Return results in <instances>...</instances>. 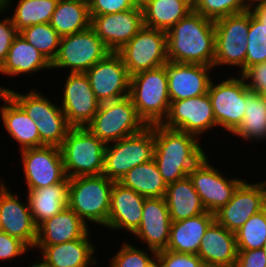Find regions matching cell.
I'll return each instance as SVG.
<instances>
[{
  "mask_svg": "<svg viewBox=\"0 0 266 267\" xmlns=\"http://www.w3.org/2000/svg\"><path fill=\"white\" fill-rule=\"evenodd\" d=\"M168 61L214 67L215 24L192 10L167 32Z\"/></svg>",
  "mask_w": 266,
  "mask_h": 267,
  "instance_id": "obj_1",
  "label": "cell"
},
{
  "mask_svg": "<svg viewBox=\"0 0 266 267\" xmlns=\"http://www.w3.org/2000/svg\"><path fill=\"white\" fill-rule=\"evenodd\" d=\"M198 140L196 135L155 124L154 160L167 185L187 177L208 154Z\"/></svg>",
  "mask_w": 266,
  "mask_h": 267,
  "instance_id": "obj_2",
  "label": "cell"
},
{
  "mask_svg": "<svg viewBox=\"0 0 266 267\" xmlns=\"http://www.w3.org/2000/svg\"><path fill=\"white\" fill-rule=\"evenodd\" d=\"M129 97L147 126L162 124L170 108L168 77L164 66L130 76Z\"/></svg>",
  "mask_w": 266,
  "mask_h": 267,
  "instance_id": "obj_3",
  "label": "cell"
},
{
  "mask_svg": "<svg viewBox=\"0 0 266 267\" xmlns=\"http://www.w3.org/2000/svg\"><path fill=\"white\" fill-rule=\"evenodd\" d=\"M114 181L103 174L69 178L68 207L87 225H107ZM88 222V223H87Z\"/></svg>",
  "mask_w": 266,
  "mask_h": 267,
  "instance_id": "obj_4",
  "label": "cell"
},
{
  "mask_svg": "<svg viewBox=\"0 0 266 267\" xmlns=\"http://www.w3.org/2000/svg\"><path fill=\"white\" fill-rule=\"evenodd\" d=\"M36 122L41 146L61 147L67 133L72 128L59 103H54L37 89L20 93L12 88L6 91Z\"/></svg>",
  "mask_w": 266,
  "mask_h": 267,
  "instance_id": "obj_5",
  "label": "cell"
},
{
  "mask_svg": "<svg viewBox=\"0 0 266 267\" xmlns=\"http://www.w3.org/2000/svg\"><path fill=\"white\" fill-rule=\"evenodd\" d=\"M106 144L86 127H72L60 149L66 177L100 175Z\"/></svg>",
  "mask_w": 266,
  "mask_h": 267,
  "instance_id": "obj_6",
  "label": "cell"
},
{
  "mask_svg": "<svg viewBox=\"0 0 266 267\" xmlns=\"http://www.w3.org/2000/svg\"><path fill=\"white\" fill-rule=\"evenodd\" d=\"M154 148L155 125L109 143L105 148L102 174L114 182H119L133 167L154 159Z\"/></svg>",
  "mask_w": 266,
  "mask_h": 267,
  "instance_id": "obj_7",
  "label": "cell"
},
{
  "mask_svg": "<svg viewBox=\"0 0 266 267\" xmlns=\"http://www.w3.org/2000/svg\"><path fill=\"white\" fill-rule=\"evenodd\" d=\"M147 125L139 117L129 96L101 103L97 113L86 126L106 145L139 133Z\"/></svg>",
  "mask_w": 266,
  "mask_h": 267,
  "instance_id": "obj_8",
  "label": "cell"
},
{
  "mask_svg": "<svg viewBox=\"0 0 266 267\" xmlns=\"http://www.w3.org/2000/svg\"><path fill=\"white\" fill-rule=\"evenodd\" d=\"M215 58L214 68L234 66L238 75L246 70L247 37L250 28V9L214 21Z\"/></svg>",
  "mask_w": 266,
  "mask_h": 267,
  "instance_id": "obj_9",
  "label": "cell"
},
{
  "mask_svg": "<svg viewBox=\"0 0 266 267\" xmlns=\"http://www.w3.org/2000/svg\"><path fill=\"white\" fill-rule=\"evenodd\" d=\"M108 53L110 51L90 26L83 31L61 37L51 68L70 69L67 73H85Z\"/></svg>",
  "mask_w": 266,
  "mask_h": 267,
  "instance_id": "obj_10",
  "label": "cell"
},
{
  "mask_svg": "<svg viewBox=\"0 0 266 267\" xmlns=\"http://www.w3.org/2000/svg\"><path fill=\"white\" fill-rule=\"evenodd\" d=\"M117 53L130 76L161 67L168 61L166 32L144 26Z\"/></svg>",
  "mask_w": 266,
  "mask_h": 267,
  "instance_id": "obj_11",
  "label": "cell"
},
{
  "mask_svg": "<svg viewBox=\"0 0 266 267\" xmlns=\"http://www.w3.org/2000/svg\"><path fill=\"white\" fill-rule=\"evenodd\" d=\"M237 76L227 77L218 84L212 79L208 90L216 124L229 134H233L242 123L246 108L247 85L241 75Z\"/></svg>",
  "mask_w": 266,
  "mask_h": 267,
  "instance_id": "obj_12",
  "label": "cell"
},
{
  "mask_svg": "<svg viewBox=\"0 0 266 267\" xmlns=\"http://www.w3.org/2000/svg\"><path fill=\"white\" fill-rule=\"evenodd\" d=\"M208 154L188 174L207 212L215 213L232 198L234 191L244 180L228 178L208 159Z\"/></svg>",
  "mask_w": 266,
  "mask_h": 267,
  "instance_id": "obj_13",
  "label": "cell"
},
{
  "mask_svg": "<svg viewBox=\"0 0 266 267\" xmlns=\"http://www.w3.org/2000/svg\"><path fill=\"white\" fill-rule=\"evenodd\" d=\"M162 125L196 135L200 139L204 136L202 134L218 127L208 93L170 102L168 115Z\"/></svg>",
  "mask_w": 266,
  "mask_h": 267,
  "instance_id": "obj_14",
  "label": "cell"
},
{
  "mask_svg": "<svg viewBox=\"0 0 266 267\" xmlns=\"http://www.w3.org/2000/svg\"><path fill=\"white\" fill-rule=\"evenodd\" d=\"M266 207V180H243L234 191L231 200L214 213L215 221L235 233L244 223Z\"/></svg>",
  "mask_w": 266,
  "mask_h": 267,
  "instance_id": "obj_15",
  "label": "cell"
},
{
  "mask_svg": "<svg viewBox=\"0 0 266 267\" xmlns=\"http://www.w3.org/2000/svg\"><path fill=\"white\" fill-rule=\"evenodd\" d=\"M27 189L47 187L66 178L62 152L56 146H41L19 151Z\"/></svg>",
  "mask_w": 266,
  "mask_h": 267,
  "instance_id": "obj_16",
  "label": "cell"
},
{
  "mask_svg": "<svg viewBox=\"0 0 266 267\" xmlns=\"http://www.w3.org/2000/svg\"><path fill=\"white\" fill-rule=\"evenodd\" d=\"M85 74L100 104L129 96L130 75L117 52L108 53Z\"/></svg>",
  "mask_w": 266,
  "mask_h": 267,
  "instance_id": "obj_17",
  "label": "cell"
},
{
  "mask_svg": "<svg viewBox=\"0 0 266 267\" xmlns=\"http://www.w3.org/2000/svg\"><path fill=\"white\" fill-rule=\"evenodd\" d=\"M61 109L71 127H86L97 113L100 103L85 73H69L65 78Z\"/></svg>",
  "mask_w": 266,
  "mask_h": 267,
  "instance_id": "obj_18",
  "label": "cell"
},
{
  "mask_svg": "<svg viewBox=\"0 0 266 267\" xmlns=\"http://www.w3.org/2000/svg\"><path fill=\"white\" fill-rule=\"evenodd\" d=\"M91 17V27L110 52H118L143 27L140 2L132 9Z\"/></svg>",
  "mask_w": 266,
  "mask_h": 267,
  "instance_id": "obj_19",
  "label": "cell"
},
{
  "mask_svg": "<svg viewBox=\"0 0 266 267\" xmlns=\"http://www.w3.org/2000/svg\"><path fill=\"white\" fill-rule=\"evenodd\" d=\"M0 180V228L1 231L23 241L33 249L37 240V226L34 224L27 198L24 203L19 194L11 191ZM7 186V187H6Z\"/></svg>",
  "mask_w": 266,
  "mask_h": 267,
  "instance_id": "obj_20",
  "label": "cell"
},
{
  "mask_svg": "<svg viewBox=\"0 0 266 267\" xmlns=\"http://www.w3.org/2000/svg\"><path fill=\"white\" fill-rule=\"evenodd\" d=\"M163 66L168 77L170 102L208 93L214 67L173 61H167Z\"/></svg>",
  "mask_w": 266,
  "mask_h": 267,
  "instance_id": "obj_21",
  "label": "cell"
},
{
  "mask_svg": "<svg viewBox=\"0 0 266 267\" xmlns=\"http://www.w3.org/2000/svg\"><path fill=\"white\" fill-rule=\"evenodd\" d=\"M171 218L164 197L145 198L142 219L133 234L156 253L166 250L170 239ZM144 242V243H143Z\"/></svg>",
  "mask_w": 266,
  "mask_h": 267,
  "instance_id": "obj_22",
  "label": "cell"
},
{
  "mask_svg": "<svg viewBox=\"0 0 266 267\" xmlns=\"http://www.w3.org/2000/svg\"><path fill=\"white\" fill-rule=\"evenodd\" d=\"M145 198L121 183L114 182L108 221L104 228L134 234L140 226Z\"/></svg>",
  "mask_w": 266,
  "mask_h": 267,
  "instance_id": "obj_23",
  "label": "cell"
},
{
  "mask_svg": "<svg viewBox=\"0 0 266 267\" xmlns=\"http://www.w3.org/2000/svg\"><path fill=\"white\" fill-rule=\"evenodd\" d=\"M90 230L80 239L56 245L34 246L40 259L49 267H96L97 248L90 239Z\"/></svg>",
  "mask_w": 266,
  "mask_h": 267,
  "instance_id": "obj_24",
  "label": "cell"
},
{
  "mask_svg": "<svg viewBox=\"0 0 266 267\" xmlns=\"http://www.w3.org/2000/svg\"><path fill=\"white\" fill-rule=\"evenodd\" d=\"M9 89L0 85V117L9 137L20 146L19 151L40 147V135L34 122L24 109L6 92Z\"/></svg>",
  "mask_w": 266,
  "mask_h": 267,
  "instance_id": "obj_25",
  "label": "cell"
},
{
  "mask_svg": "<svg viewBox=\"0 0 266 267\" xmlns=\"http://www.w3.org/2000/svg\"><path fill=\"white\" fill-rule=\"evenodd\" d=\"M197 255L206 266L235 265L238 255L235 233L214 221L202 237Z\"/></svg>",
  "mask_w": 266,
  "mask_h": 267,
  "instance_id": "obj_26",
  "label": "cell"
},
{
  "mask_svg": "<svg viewBox=\"0 0 266 267\" xmlns=\"http://www.w3.org/2000/svg\"><path fill=\"white\" fill-rule=\"evenodd\" d=\"M90 226L73 210L66 207L37 228L35 246L56 245L82 238Z\"/></svg>",
  "mask_w": 266,
  "mask_h": 267,
  "instance_id": "obj_27",
  "label": "cell"
},
{
  "mask_svg": "<svg viewBox=\"0 0 266 267\" xmlns=\"http://www.w3.org/2000/svg\"><path fill=\"white\" fill-rule=\"evenodd\" d=\"M26 198L37 228L46 220L68 207L69 178L37 189H27Z\"/></svg>",
  "mask_w": 266,
  "mask_h": 267,
  "instance_id": "obj_28",
  "label": "cell"
},
{
  "mask_svg": "<svg viewBox=\"0 0 266 267\" xmlns=\"http://www.w3.org/2000/svg\"><path fill=\"white\" fill-rule=\"evenodd\" d=\"M214 221V214L207 211L191 218L172 221L167 250L197 255L201 239Z\"/></svg>",
  "mask_w": 266,
  "mask_h": 267,
  "instance_id": "obj_29",
  "label": "cell"
},
{
  "mask_svg": "<svg viewBox=\"0 0 266 267\" xmlns=\"http://www.w3.org/2000/svg\"><path fill=\"white\" fill-rule=\"evenodd\" d=\"M51 69V63L20 34L12 42L7 58L0 68V74L18 76Z\"/></svg>",
  "mask_w": 266,
  "mask_h": 267,
  "instance_id": "obj_30",
  "label": "cell"
},
{
  "mask_svg": "<svg viewBox=\"0 0 266 267\" xmlns=\"http://www.w3.org/2000/svg\"><path fill=\"white\" fill-rule=\"evenodd\" d=\"M171 221H180L206 212L189 177L167 185L164 196Z\"/></svg>",
  "mask_w": 266,
  "mask_h": 267,
  "instance_id": "obj_31",
  "label": "cell"
},
{
  "mask_svg": "<svg viewBox=\"0 0 266 267\" xmlns=\"http://www.w3.org/2000/svg\"><path fill=\"white\" fill-rule=\"evenodd\" d=\"M143 24L167 32L193 9L183 0H140Z\"/></svg>",
  "mask_w": 266,
  "mask_h": 267,
  "instance_id": "obj_32",
  "label": "cell"
},
{
  "mask_svg": "<svg viewBox=\"0 0 266 267\" xmlns=\"http://www.w3.org/2000/svg\"><path fill=\"white\" fill-rule=\"evenodd\" d=\"M50 25L62 37L91 26L88 3L81 0H59Z\"/></svg>",
  "mask_w": 266,
  "mask_h": 267,
  "instance_id": "obj_33",
  "label": "cell"
},
{
  "mask_svg": "<svg viewBox=\"0 0 266 267\" xmlns=\"http://www.w3.org/2000/svg\"><path fill=\"white\" fill-rule=\"evenodd\" d=\"M245 115L242 123L232 134L247 142H260L266 140V101L258 93L245 89ZM254 140V141H253Z\"/></svg>",
  "mask_w": 266,
  "mask_h": 267,
  "instance_id": "obj_34",
  "label": "cell"
},
{
  "mask_svg": "<svg viewBox=\"0 0 266 267\" xmlns=\"http://www.w3.org/2000/svg\"><path fill=\"white\" fill-rule=\"evenodd\" d=\"M119 183L146 198L164 197L167 190L154 159L130 169Z\"/></svg>",
  "mask_w": 266,
  "mask_h": 267,
  "instance_id": "obj_35",
  "label": "cell"
},
{
  "mask_svg": "<svg viewBox=\"0 0 266 267\" xmlns=\"http://www.w3.org/2000/svg\"><path fill=\"white\" fill-rule=\"evenodd\" d=\"M59 0H18L11 16L15 28L20 32L31 25L50 23Z\"/></svg>",
  "mask_w": 266,
  "mask_h": 267,
  "instance_id": "obj_36",
  "label": "cell"
},
{
  "mask_svg": "<svg viewBox=\"0 0 266 267\" xmlns=\"http://www.w3.org/2000/svg\"><path fill=\"white\" fill-rule=\"evenodd\" d=\"M19 34L34 46L50 63L55 59L61 36L50 23H41L24 28Z\"/></svg>",
  "mask_w": 266,
  "mask_h": 267,
  "instance_id": "obj_37",
  "label": "cell"
},
{
  "mask_svg": "<svg viewBox=\"0 0 266 267\" xmlns=\"http://www.w3.org/2000/svg\"><path fill=\"white\" fill-rule=\"evenodd\" d=\"M235 236L238 250L262 249L266 245V207L252 215Z\"/></svg>",
  "mask_w": 266,
  "mask_h": 267,
  "instance_id": "obj_38",
  "label": "cell"
},
{
  "mask_svg": "<svg viewBox=\"0 0 266 267\" xmlns=\"http://www.w3.org/2000/svg\"><path fill=\"white\" fill-rule=\"evenodd\" d=\"M122 240L121 248L110 260V267H151L156 262V252L151 249L138 248ZM151 253V254H150Z\"/></svg>",
  "mask_w": 266,
  "mask_h": 267,
  "instance_id": "obj_39",
  "label": "cell"
},
{
  "mask_svg": "<svg viewBox=\"0 0 266 267\" xmlns=\"http://www.w3.org/2000/svg\"><path fill=\"white\" fill-rule=\"evenodd\" d=\"M263 62H266V26L250 11L246 69Z\"/></svg>",
  "mask_w": 266,
  "mask_h": 267,
  "instance_id": "obj_40",
  "label": "cell"
},
{
  "mask_svg": "<svg viewBox=\"0 0 266 267\" xmlns=\"http://www.w3.org/2000/svg\"><path fill=\"white\" fill-rule=\"evenodd\" d=\"M249 9L250 4L247 0H199L193 10L207 19L216 21Z\"/></svg>",
  "mask_w": 266,
  "mask_h": 267,
  "instance_id": "obj_41",
  "label": "cell"
},
{
  "mask_svg": "<svg viewBox=\"0 0 266 267\" xmlns=\"http://www.w3.org/2000/svg\"><path fill=\"white\" fill-rule=\"evenodd\" d=\"M158 267H205L198 255L162 250L156 253Z\"/></svg>",
  "mask_w": 266,
  "mask_h": 267,
  "instance_id": "obj_42",
  "label": "cell"
},
{
  "mask_svg": "<svg viewBox=\"0 0 266 267\" xmlns=\"http://www.w3.org/2000/svg\"><path fill=\"white\" fill-rule=\"evenodd\" d=\"M32 251L23 241L0 231V262L20 258L23 255H29L26 252Z\"/></svg>",
  "mask_w": 266,
  "mask_h": 267,
  "instance_id": "obj_43",
  "label": "cell"
},
{
  "mask_svg": "<svg viewBox=\"0 0 266 267\" xmlns=\"http://www.w3.org/2000/svg\"><path fill=\"white\" fill-rule=\"evenodd\" d=\"M140 0H90V16L119 13L134 8Z\"/></svg>",
  "mask_w": 266,
  "mask_h": 267,
  "instance_id": "obj_44",
  "label": "cell"
},
{
  "mask_svg": "<svg viewBox=\"0 0 266 267\" xmlns=\"http://www.w3.org/2000/svg\"><path fill=\"white\" fill-rule=\"evenodd\" d=\"M7 11L0 10V17L5 16ZM19 31L15 28L10 16L0 19V68L4 64L12 42L18 36Z\"/></svg>",
  "mask_w": 266,
  "mask_h": 267,
  "instance_id": "obj_45",
  "label": "cell"
},
{
  "mask_svg": "<svg viewBox=\"0 0 266 267\" xmlns=\"http://www.w3.org/2000/svg\"><path fill=\"white\" fill-rule=\"evenodd\" d=\"M241 76L251 92L261 95L266 92V62L248 67Z\"/></svg>",
  "mask_w": 266,
  "mask_h": 267,
  "instance_id": "obj_46",
  "label": "cell"
},
{
  "mask_svg": "<svg viewBox=\"0 0 266 267\" xmlns=\"http://www.w3.org/2000/svg\"><path fill=\"white\" fill-rule=\"evenodd\" d=\"M236 267H266V256L262 249L238 250Z\"/></svg>",
  "mask_w": 266,
  "mask_h": 267,
  "instance_id": "obj_47",
  "label": "cell"
},
{
  "mask_svg": "<svg viewBox=\"0 0 266 267\" xmlns=\"http://www.w3.org/2000/svg\"><path fill=\"white\" fill-rule=\"evenodd\" d=\"M250 11L266 26V0L259 1L250 6Z\"/></svg>",
  "mask_w": 266,
  "mask_h": 267,
  "instance_id": "obj_48",
  "label": "cell"
},
{
  "mask_svg": "<svg viewBox=\"0 0 266 267\" xmlns=\"http://www.w3.org/2000/svg\"><path fill=\"white\" fill-rule=\"evenodd\" d=\"M13 2L14 0H0V10H9L10 8H12Z\"/></svg>",
  "mask_w": 266,
  "mask_h": 267,
  "instance_id": "obj_49",
  "label": "cell"
},
{
  "mask_svg": "<svg viewBox=\"0 0 266 267\" xmlns=\"http://www.w3.org/2000/svg\"><path fill=\"white\" fill-rule=\"evenodd\" d=\"M36 260H38V261H34V263L33 262H31V263H29V265L27 264V267H49L48 265H46L41 259H40V257H39V259H36Z\"/></svg>",
  "mask_w": 266,
  "mask_h": 267,
  "instance_id": "obj_50",
  "label": "cell"
},
{
  "mask_svg": "<svg viewBox=\"0 0 266 267\" xmlns=\"http://www.w3.org/2000/svg\"><path fill=\"white\" fill-rule=\"evenodd\" d=\"M186 4H188L192 9L196 7L199 0H183Z\"/></svg>",
  "mask_w": 266,
  "mask_h": 267,
  "instance_id": "obj_51",
  "label": "cell"
},
{
  "mask_svg": "<svg viewBox=\"0 0 266 267\" xmlns=\"http://www.w3.org/2000/svg\"><path fill=\"white\" fill-rule=\"evenodd\" d=\"M250 4V6H252L253 4L259 2V1H262V0H247Z\"/></svg>",
  "mask_w": 266,
  "mask_h": 267,
  "instance_id": "obj_52",
  "label": "cell"
},
{
  "mask_svg": "<svg viewBox=\"0 0 266 267\" xmlns=\"http://www.w3.org/2000/svg\"><path fill=\"white\" fill-rule=\"evenodd\" d=\"M205 267H236L235 265H230V266H205Z\"/></svg>",
  "mask_w": 266,
  "mask_h": 267,
  "instance_id": "obj_53",
  "label": "cell"
},
{
  "mask_svg": "<svg viewBox=\"0 0 266 267\" xmlns=\"http://www.w3.org/2000/svg\"><path fill=\"white\" fill-rule=\"evenodd\" d=\"M263 250H264V253H265V256H266V245L263 247Z\"/></svg>",
  "mask_w": 266,
  "mask_h": 267,
  "instance_id": "obj_54",
  "label": "cell"
},
{
  "mask_svg": "<svg viewBox=\"0 0 266 267\" xmlns=\"http://www.w3.org/2000/svg\"><path fill=\"white\" fill-rule=\"evenodd\" d=\"M151 267H158L157 263L155 262Z\"/></svg>",
  "mask_w": 266,
  "mask_h": 267,
  "instance_id": "obj_55",
  "label": "cell"
},
{
  "mask_svg": "<svg viewBox=\"0 0 266 267\" xmlns=\"http://www.w3.org/2000/svg\"><path fill=\"white\" fill-rule=\"evenodd\" d=\"M262 96L265 98V101H266V92L262 94Z\"/></svg>",
  "mask_w": 266,
  "mask_h": 267,
  "instance_id": "obj_56",
  "label": "cell"
},
{
  "mask_svg": "<svg viewBox=\"0 0 266 267\" xmlns=\"http://www.w3.org/2000/svg\"><path fill=\"white\" fill-rule=\"evenodd\" d=\"M81 1H84V2H86V3H89V2H90V0H81Z\"/></svg>",
  "mask_w": 266,
  "mask_h": 267,
  "instance_id": "obj_57",
  "label": "cell"
}]
</instances>
